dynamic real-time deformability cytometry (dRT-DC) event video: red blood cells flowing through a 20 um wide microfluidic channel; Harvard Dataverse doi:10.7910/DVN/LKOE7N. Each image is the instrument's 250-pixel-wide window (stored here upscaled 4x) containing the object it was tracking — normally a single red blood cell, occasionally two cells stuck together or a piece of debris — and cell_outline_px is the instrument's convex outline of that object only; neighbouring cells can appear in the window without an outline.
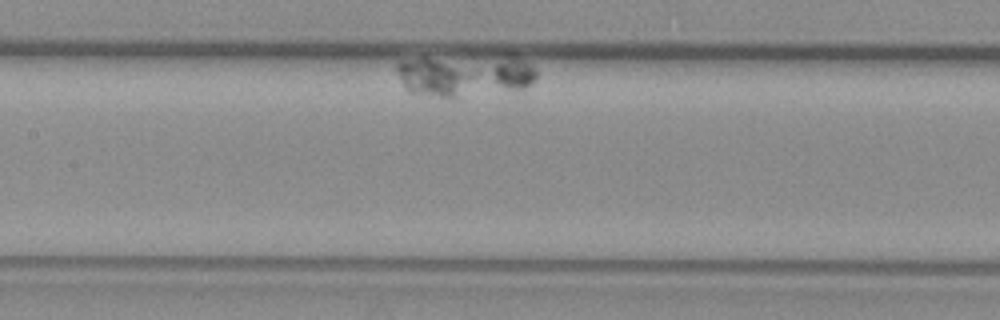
{"species": "common noctule bat (a hibernating species)", "species_latin": "Nyctalus noctula", "temperature_condition": "warm", "stored_images_in_passage": 19, "segment_of_instrument_passage": [2, 2], "camera_frame_rate_fps": 3000, "um_per_image_px": 0.085, "animal": {"sex": "female", "body_mass_g": 29.2, "forearm_length_mm": 56.3}, "frame": {"image": 1, "passage_image": 16, "time_ms": 5.0, "image_size_px": [1000, 320], "cell_outline_px": [[476, 72], [456, 100], [408, 92], [396, 68], [396, 64], [400, 60], [424, 56]], "centroid_in_image_um": [36.85, 6.58], "position_along_channel_um": 170.6, "area_um2": 16.76}}